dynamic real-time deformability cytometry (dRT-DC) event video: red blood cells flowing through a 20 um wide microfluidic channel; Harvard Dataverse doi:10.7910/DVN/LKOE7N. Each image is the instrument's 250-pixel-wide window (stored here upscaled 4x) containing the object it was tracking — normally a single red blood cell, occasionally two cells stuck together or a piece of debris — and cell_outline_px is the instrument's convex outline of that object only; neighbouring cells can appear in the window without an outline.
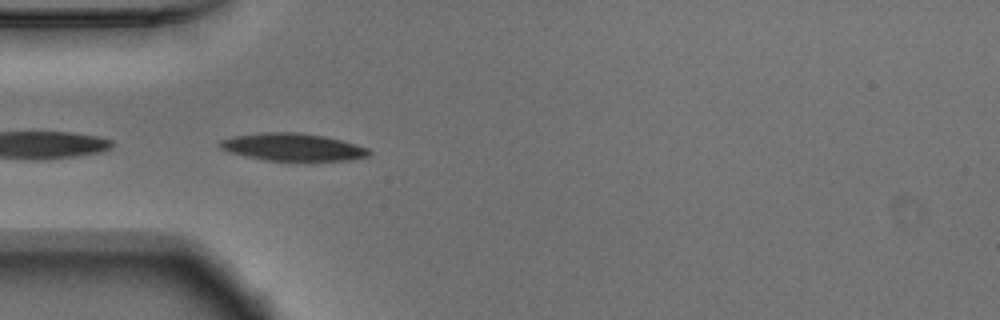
{"species": "Egyptian fruit bat (a non-hibernating species)", "species_latin": "Rousettus aegyptiacus", "temperature_condition": "warm", "stored_images_in_passage": 3, "camera_frame_rate_fps": 3000, "um_per_image_px": 0.085, "animal": {"sex": "male"}, "frame": {"image": 1, "passage_image": 1, "time_ms": 0.0, "image_size_px": [1000, 320], "cell_outline_px": [[372, 152], [368, 156], [352, 160], [264, 160], [228, 152], [220, 148], [216, 144], [220, 140], [232, 136], [264, 132], [296, 132], [324, 136], [356, 144], [368, 148]], "centroid_in_image_um": [24.84, 12.49], "position_along_channel_um": 60.2, "area_um2": 23.87}}